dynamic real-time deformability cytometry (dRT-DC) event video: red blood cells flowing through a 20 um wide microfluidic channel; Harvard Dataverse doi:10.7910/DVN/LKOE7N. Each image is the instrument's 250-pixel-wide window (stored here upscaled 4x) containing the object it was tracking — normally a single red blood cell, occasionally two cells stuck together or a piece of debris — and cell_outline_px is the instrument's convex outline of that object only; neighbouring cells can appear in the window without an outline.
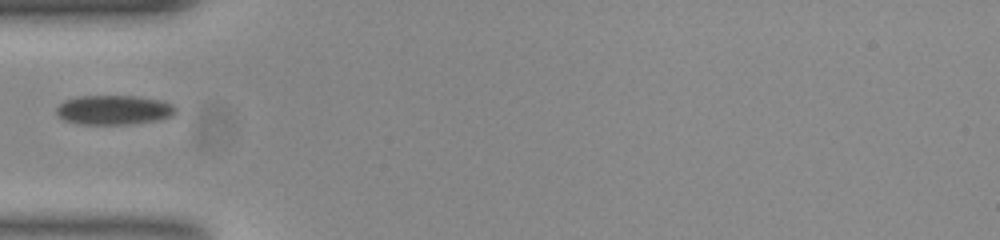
{"species": "common noctule bat (a hibernating species)", "species_latin": "Nyctalus noctula", "temperature_condition": "room temperature", "stored_images_in_passage": 32, "camera_frame_rate_fps": 3000, "um_per_image_px": 0.085, "animal": {"sex": "female", "body_mass_g": 23.0, "forearm_length_mm": 53.4}, "frame": {"image": 1, "passage_image": 1, "time_ms": 0.0, "image_size_px": [1000, 240], "cell_outline_px": [[176, 112], [172, 116], [156, 120], [128, 124], [76, 124], [64, 120], [56, 116], [56, 108], [64, 100], [80, 96], [136, 96], [160, 100], [172, 104], [176, 108]], "centroid_in_image_um": [9.64, 9.35], "position_along_channel_um": 75.4, "area_um2": 20.52}}
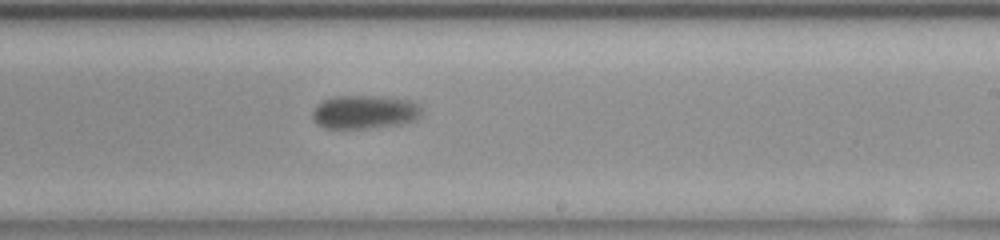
{"frame": {"image": 2, "passage_image": 16, "time_ms": 5.0, "image_size_px": [1000, 240], "cell_outline_px": [[420, 116], [416, 120], [400, 124], [368, 128], [324, 128], [316, 124], [312, 120], [312, 112], [316, 104], [332, 96], [376, 96], [412, 100], [420, 104]], "centroid_in_image_um": [30.96, 9.52], "position_along_channel_um": 258.0, "area_um2": 21.56}}
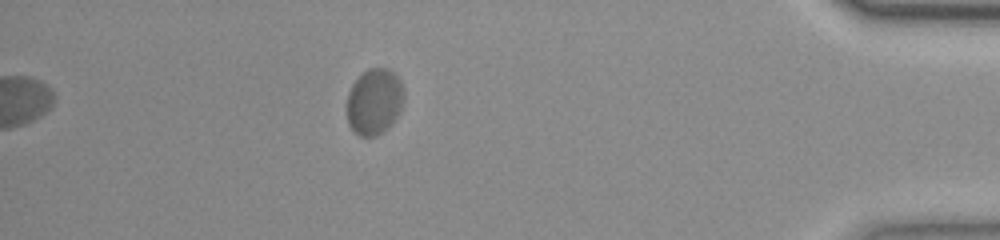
{"frame": {"image": 3, "passage_image": 32, "time_ms": 10.333, "image_size_px": [1000, 240], "cell_outline_px": [[404, 96], [400, 108], [396, 116], [376, 136], [360, 136], [348, 124], [348, 92], [352, 84], [368, 68], [388, 68], [400, 80]], "centroid_in_image_um": [31.8, 8.6], "position_along_channel_um": 403.4, "area_um2": 21.27}}